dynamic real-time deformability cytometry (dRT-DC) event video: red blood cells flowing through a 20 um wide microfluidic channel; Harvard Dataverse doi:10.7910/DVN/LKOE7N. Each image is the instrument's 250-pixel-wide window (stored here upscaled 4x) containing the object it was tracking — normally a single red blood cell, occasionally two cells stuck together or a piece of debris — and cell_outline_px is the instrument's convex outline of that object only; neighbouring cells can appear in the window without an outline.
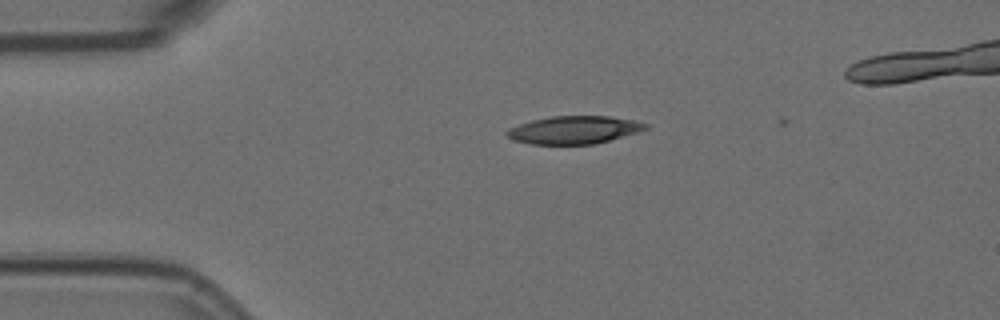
{"species": "Egyptian fruit bat (a non-hibernating species)", "species_latin": "Rousettus aegyptiacus", "temperature_condition": "room temperature", "stored_images_in_passage": 4, "camera_frame_rate_fps": 3000, "um_per_image_px": 0.085, "animal": {"sex": "female"}, "frame": {"image": 1, "passage_image": 2, "time_ms": 0.333, "image_size_px": [1000, 320], "cell_outline_px": [[648, 128], [636, 132], [608, 140], [592, 144], [528, 144], [512, 140], [504, 132], [508, 128], [532, 120], [552, 116], [608, 116], [636, 120], [648, 124]], "centroid_in_image_um": [48.75, 11.04], "position_along_channel_um": 36.2, "area_um2": 22.37}}